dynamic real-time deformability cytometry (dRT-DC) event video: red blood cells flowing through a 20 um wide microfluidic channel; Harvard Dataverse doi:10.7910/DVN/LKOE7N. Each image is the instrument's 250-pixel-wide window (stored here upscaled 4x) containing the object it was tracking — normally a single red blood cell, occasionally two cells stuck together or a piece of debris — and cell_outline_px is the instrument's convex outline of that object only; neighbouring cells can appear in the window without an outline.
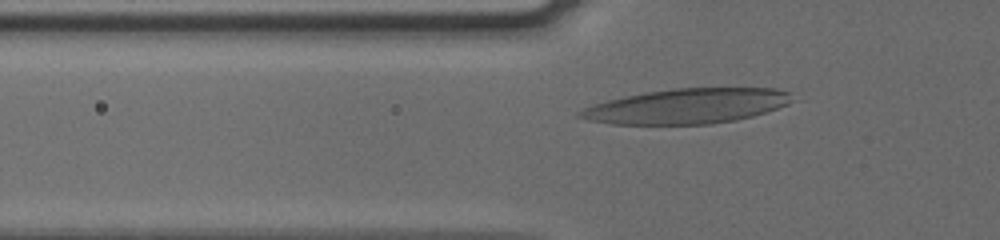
{"species": "human", "species_latin": "Homo sapiens", "temperature_condition": "cold", "stored_images_in_passage": 36, "camera_frame_rate_fps": 3000, "um_per_image_px": 0.085, "donor": {"sex": "male"}, "frame": {"image": 1, "passage_image": 5, "time_ms": 1.333, "image_size_px": [1000, 240], "cell_outline_px": [[788, 104], [752, 116], [736, 120], [712, 124], [612, 124], [588, 120], [576, 116], [576, 112], [592, 104], [624, 96], [648, 92], [676, 88], [776, 88], [788, 92]], "centroid_in_image_um": [58.31, 9.03], "position_along_channel_um": 67.5, "area_um2": 42.89}}
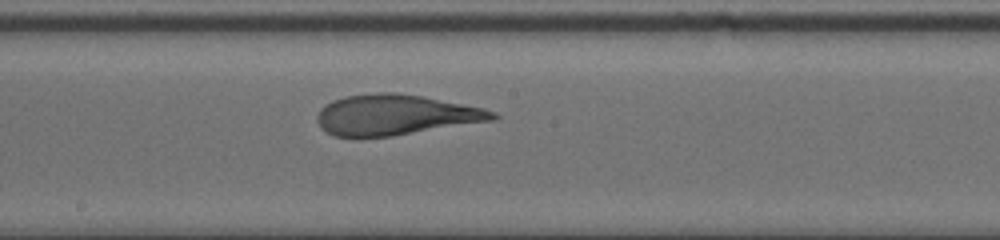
{"frame": {"image": 2, "passage_image": 17, "time_ms": 5.333, "image_size_px": [1000, 240], "cell_outline_px": [[500, 116], [496, 120], [388, 136], [336, 136], [320, 128], [316, 120], [316, 116], [320, 108], [332, 100], [344, 96], [380, 92], [396, 92], [424, 96], [484, 108], [496, 112]], "centroid_in_image_um": [33.62, 9.74], "position_along_channel_um": 214.6, "area_um2": 41.33}}
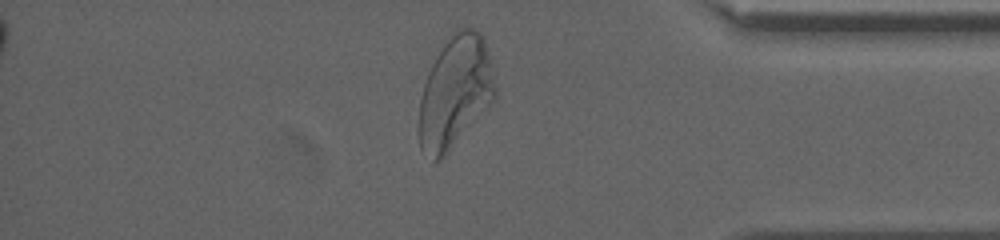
{"frame": {"image": 3, "passage_image": 33, "time_ms": 10.667, "image_size_px": [1000, 240], "cell_outline_px": [[496, 96], [444, 152], [436, 160], [420, 148], [420, 100], [424, 84], [428, 72], [432, 64], [444, 44], [456, 28], [472, 28], [480, 32], [484, 40], [496, 88]], "centroid_in_image_um": [38.68, 7.7], "position_along_channel_um": 396.5, "area_um2": 47.16}}